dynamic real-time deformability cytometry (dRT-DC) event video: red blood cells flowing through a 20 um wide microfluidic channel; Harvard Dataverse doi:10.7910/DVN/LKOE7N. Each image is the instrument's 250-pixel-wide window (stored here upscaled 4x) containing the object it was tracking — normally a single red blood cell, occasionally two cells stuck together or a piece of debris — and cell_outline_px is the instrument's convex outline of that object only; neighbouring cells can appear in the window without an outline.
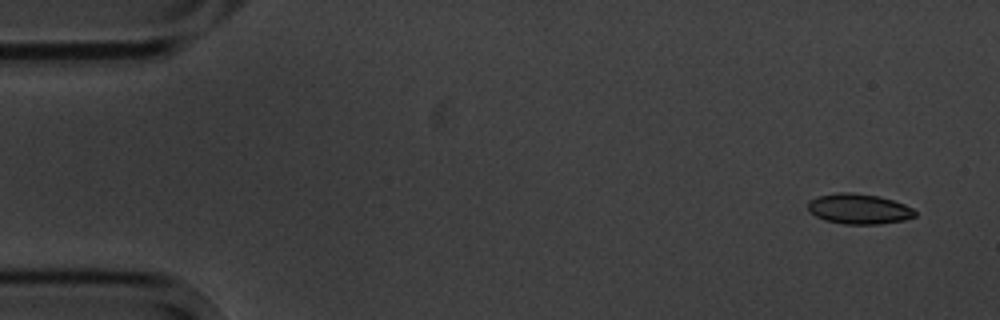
{"species": "common noctule bat (a hibernating species)", "species_latin": "Nyctalus noctula", "temperature_condition": "cold", "stored_images_in_passage": 5, "segment_of_instrument_passage": [2, 2], "camera_frame_rate_fps": 3000, "um_per_image_px": 0.085, "animal": {"sex": "male", "body_mass_g": 20.1, "forearm_length_mm": 53.5}, "frame": {"image": 1, "passage_image": 5, "time_ms": 5.667, "image_size_px": [1000, 320], "cell_outline_px": [[916, 216], [904, 220], [880, 224], [844, 224], [824, 220], [808, 212], [808, 200], [820, 196], [840, 192], [852, 192], [880, 196], [904, 204], [912, 208], [916, 212]], "centroid_in_image_um": [73.0, 17.76], "position_along_channel_um": 12.0, "area_um2": 18.96}}